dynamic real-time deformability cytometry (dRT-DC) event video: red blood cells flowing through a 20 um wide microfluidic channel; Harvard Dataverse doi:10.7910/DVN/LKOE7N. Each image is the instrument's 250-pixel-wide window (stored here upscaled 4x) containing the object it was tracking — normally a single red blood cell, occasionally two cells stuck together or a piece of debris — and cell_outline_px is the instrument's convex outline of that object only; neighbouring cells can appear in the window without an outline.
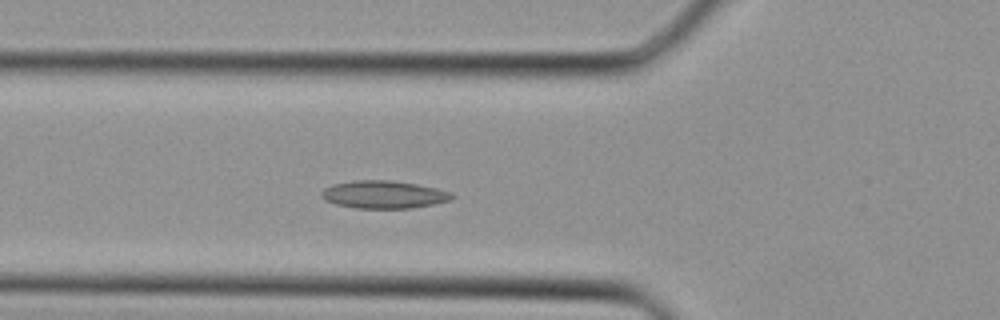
{"species": "Egyptian fruit bat (a non-hibernating species)", "species_latin": "Rousettus aegyptiacus", "temperature_condition": "cold", "stored_images_in_passage": 28, "camera_frame_rate_fps": 3000, "um_per_image_px": 0.085, "animal": {"sex": "female"}, "frame": {"image": 1, "passage_image": 5, "time_ms": 1.333, "image_size_px": [1000, 320], "cell_outline_px": [[456, 196], [452, 200], [412, 208], [356, 208], [336, 204], [324, 200], [320, 196], [320, 192], [324, 188], [332, 184], [356, 180], [392, 180], [416, 184], [436, 188], [452, 192]], "centroid_in_image_um": [32.61, 16.53], "position_along_channel_um": 93.2, "area_um2": 21.21}}
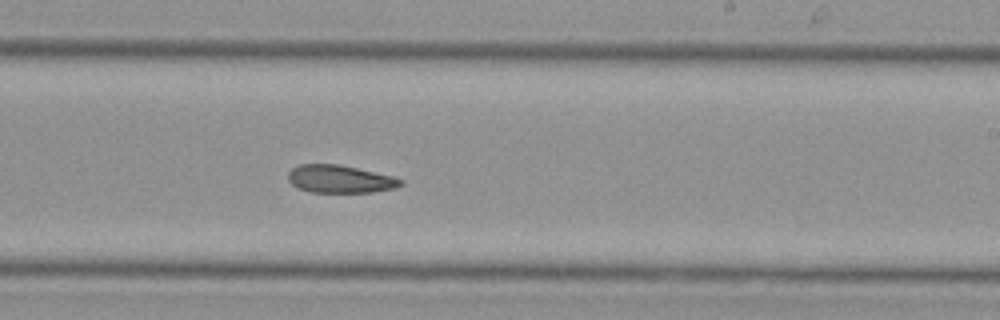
{"frame": {"image": 2, "passage_image": 14, "time_ms": 4.333, "image_size_px": [1000, 320], "cell_outline_px": [[404, 184], [396, 188], [372, 192], [312, 192], [300, 188], [292, 184], [288, 180], [288, 172], [292, 168], [300, 164], [336, 164], [356, 168], [392, 176], [404, 180]], "centroid_in_image_um": [28.91, 15.22], "position_along_channel_um": 260.1, "area_um2": 18.09}}
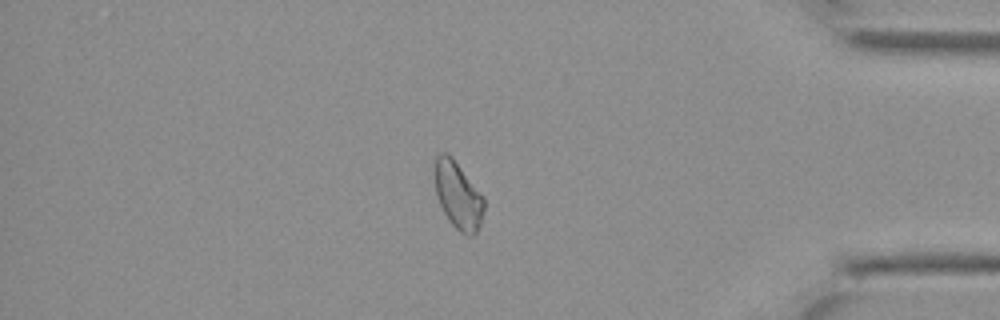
{"frame": {"image": 3, "passage_image": 23, "time_ms": 7.333, "image_size_px": [1000, 320], "cell_outline_px": [[484, 208], [480, 224], [476, 232], [472, 236], [468, 236], [460, 232], [448, 220], [436, 196], [436, 156], [440, 152], [444, 152], [452, 156], [484, 196]], "centroid_in_image_um": [38.95, 16.61], "position_along_channel_um": 396.2, "area_um2": 19.13}}